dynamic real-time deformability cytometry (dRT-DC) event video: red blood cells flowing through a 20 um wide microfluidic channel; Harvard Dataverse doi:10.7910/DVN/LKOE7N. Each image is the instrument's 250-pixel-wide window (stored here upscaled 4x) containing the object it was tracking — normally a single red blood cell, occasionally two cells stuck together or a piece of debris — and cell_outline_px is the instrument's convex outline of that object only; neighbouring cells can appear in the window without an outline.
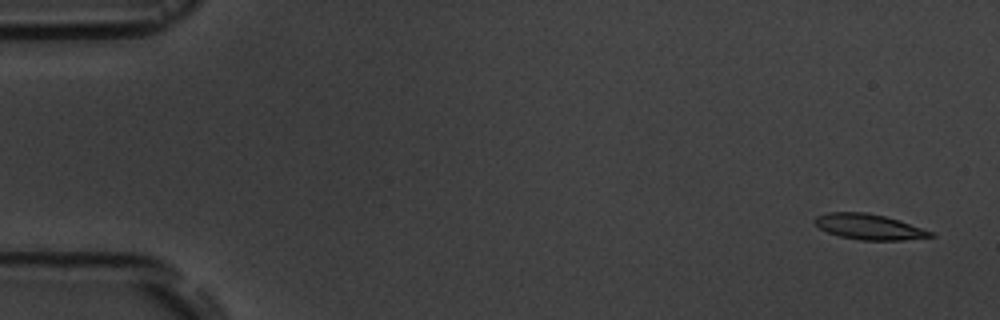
{"species": "common noctule bat (a hibernating species)", "species_latin": "Nyctalus noctula", "temperature_condition": "room temperature", "stored_images_in_passage": 7, "camera_frame_rate_fps": 3000, "um_per_image_px": 0.085, "animal": {"sex": "male", "body_mass_g": 19.5, "forearm_length_mm": 54.6}, "frame": {"image": 1, "passage_image": 1, "time_ms": 0.0, "image_size_px": [1000, 320], "cell_outline_px": [[936, 236], [900, 240], [860, 240], [840, 236], [828, 232], [820, 228], [812, 220], [816, 216], [828, 212], [864, 212], [884, 216], [900, 220], [936, 232]], "centroid_in_image_um": [73.91, 19.27], "position_along_channel_um": 11.1, "area_um2": 17.28}}
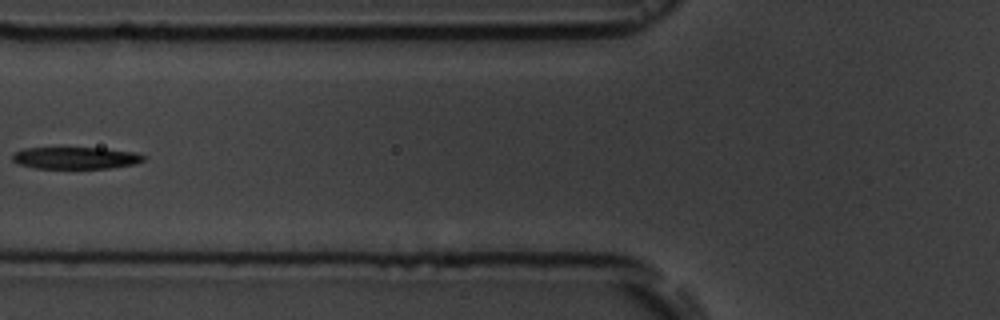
{"frame": {"image": 2, "passage_image": 6, "time_ms": 6.667, "image_size_px": [1000, 320], "cell_outline_px": [[148, 156], [144, 160], [132, 164], [112, 168], [36, 168], [20, 164], [12, 160], [12, 152], [24, 148], [104, 148], [136, 152]], "centroid_in_image_um": [6.45, 13.42], "position_along_channel_um": 119.4, "area_um2": 16.82}}
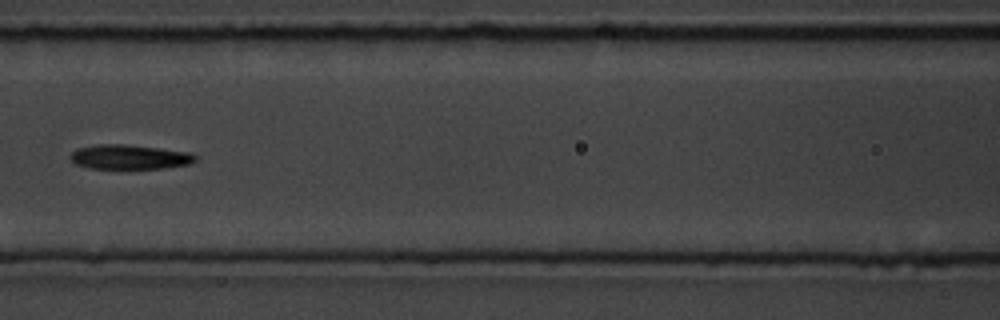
{"frame": {"image": 3, "passage_image": 7, "time_ms": 7.667, "image_size_px": [1000, 320], "cell_outline_px": [[196, 160], [188, 164], [164, 168], [88, 168], [76, 164], [68, 156], [76, 148], [100, 144], [124, 144], [160, 148], [192, 152], [196, 156]], "centroid_in_image_um": [11.0, 13.33], "position_along_channel_um": 155.6, "area_um2": 17.86}}